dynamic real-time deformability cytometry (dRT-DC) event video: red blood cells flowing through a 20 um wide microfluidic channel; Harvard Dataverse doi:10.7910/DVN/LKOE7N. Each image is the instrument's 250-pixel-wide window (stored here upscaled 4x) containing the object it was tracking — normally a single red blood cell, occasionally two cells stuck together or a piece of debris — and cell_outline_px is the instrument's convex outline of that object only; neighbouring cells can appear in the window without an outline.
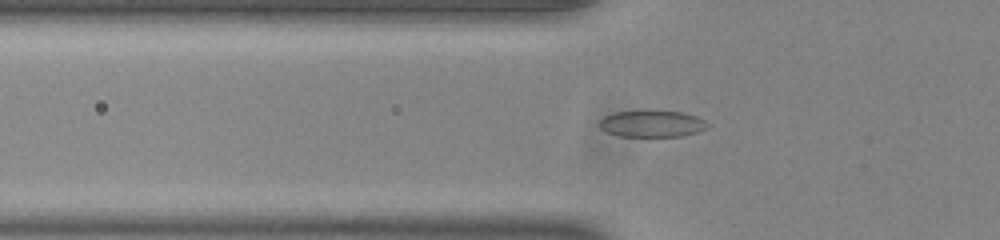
{"species": "common noctule bat (a hibernating species)", "species_latin": "Nyctalus noctula", "temperature_condition": "room temperature", "stored_images_in_passage": 37, "camera_frame_rate_fps": 3000, "um_per_image_px": 0.085, "animal": {"sex": "male", "body_mass_g": 20.0, "forearm_length_mm": 53.3}, "frame": {"image": 1, "passage_image": 2, "time_ms": 0.333, "image_size_px": [1000, 240], "cell_outline_px": [[688, 132], [672, 136], [624, 136], [612, 132], [604, 120], [608, 116], [620, 112], [672, 112], [688, 116]], "centroid_in_image_um": [55.06, 10.53], "position_along_channel_um": 70.7, "area_um2": 13.01}}
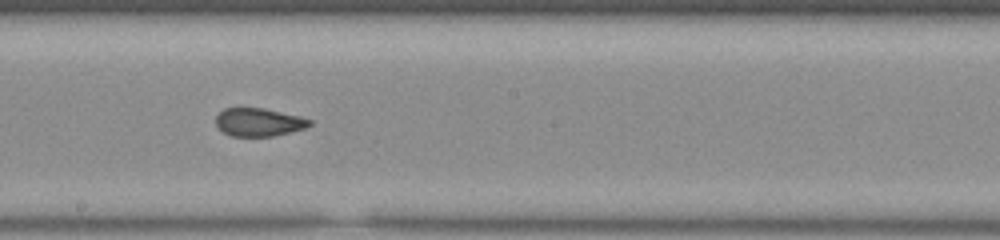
{"frame": {"image": 2, "passage_image": 14, "time_ms": 4.333, "image_size_px": [1000, 240], "cell_outline_px": [[308, 124], [300, 128], [284, 132], [264, 136], [236, 136], [220, 128], [216, 120], [220, 112], [228, 108], [256, 108], [292, 116], [308, 120]], "centroid_in_image_um": [21.86, 10.38], "position_along_channel_um": 226.3, "area_um2": 13.7}}
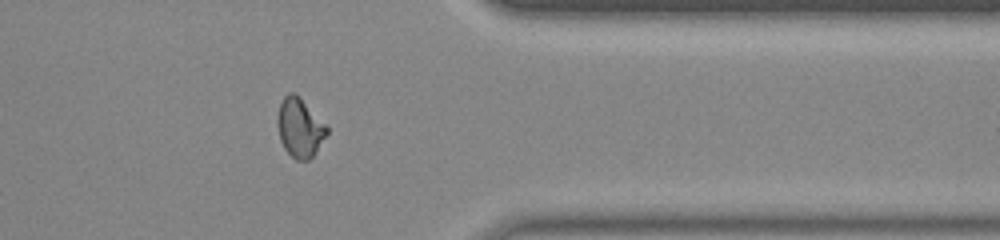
{"frame": {"image": 3, "passage_image": 27, "time_ms": 8.667, "image_size_px": [1000, 240], "cell_outline_px": [[328, 132], [312, 156], [304, 160], [292, 156], [288, 152], [280, 136], [280, 108], [284, 100], [288, 96], [296, 96], [328, 128]], "centroid_in_image_um": [25.53, 10.94], "position_along_channel_um": 385.9, "area_um2": 14.97}, "authors_computed_cell_mechanics": {"area_um2": 13.9298, "velocity_mm_per_s": 3.9033, "shape_relaxation_time_tau1_ms": null, "shape_relaxation_time_tau2_ms": 1.0105, "deformation_change_tau1": null, "deformation_change_tau2": 0.072}}